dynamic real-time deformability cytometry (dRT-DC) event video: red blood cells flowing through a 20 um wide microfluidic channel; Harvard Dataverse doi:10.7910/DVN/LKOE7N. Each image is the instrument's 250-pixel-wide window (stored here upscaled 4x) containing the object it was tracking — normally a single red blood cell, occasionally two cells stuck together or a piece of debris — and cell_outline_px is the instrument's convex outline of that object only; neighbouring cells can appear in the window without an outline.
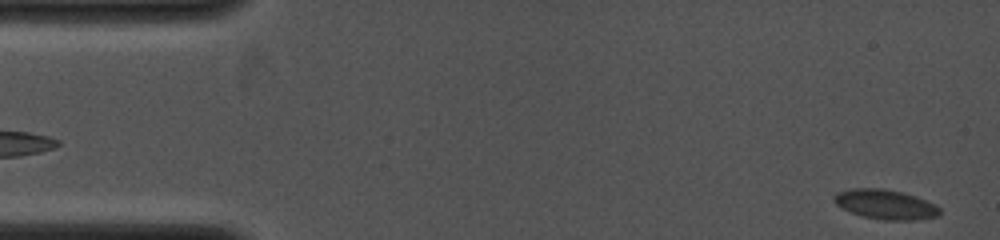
{"species": "common noctule bat (a hibernating species)", "species_latin": "Nyctalus noctula", "temperature_condition": "cold", "stored_images_in_passage": 41, "camera_frame_rate_fps": 4000, "um_per_image_px": 0.085, "animal": {"sex": "female", "body_mass_g": 19.0, "forearm_length_mm": 53.3}, "frame": {"image": 1, "passage_image": 3, "time_ms": 0.5, "image_size_px": [1000, 240], "cell_outline_px": [[940, 216], [916, 220], [884, 220], [860, 216], [840, 208], [832, 200], [832, 196], [836, 192], [852, 188], [884, 188], [904, 192], [916, 196], [936, 204], [940, 208]], "centroid_in_image_um": [75.24, 17.37], "position_along_channel_um": 9.8, "area_um2": 18.73}}
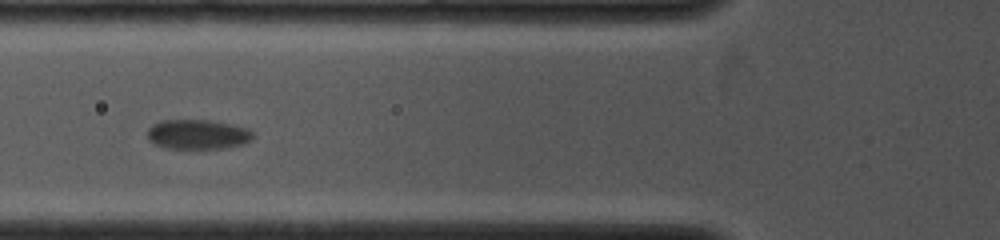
{"frame": {"image": 2, "passage_image": 30, "time_ms": 5.75, "image_size_px": [1000, 240], "cell_outline_px": [[252, 140], [244, 144], [228, 148], [164, 148], [152, 144], [148, 140], [148, 128], [152, 124], [160, 120], [208, 120], [232, 124], [248, 128], [252, 132]], "centroid_in_image_um": [16.79, 11.42], "position_along_channel_um": 109.0, "area_um2": 18.5}}
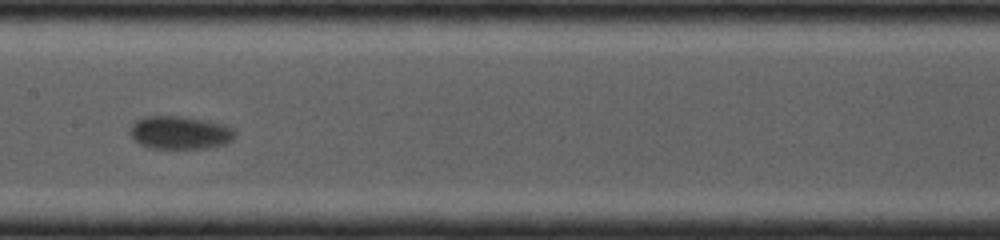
{"frame": {"image": 3, "passage_image": 40, "time_ms": 7.75, "image_size_px": [1000, 240], "cell_outline_px": [[236, 136], [232, 140], [224, 144], [204, 148], [152, 148], [140, 144], [128, 132], [132, 124], [136, 120], [144, 116], [184, 116], [224, 124], [236, 128]], "centroid_in_image_um": [15.32, 11.26], "position_along_channel_um": 192.1, "area_um2": 20.35}}